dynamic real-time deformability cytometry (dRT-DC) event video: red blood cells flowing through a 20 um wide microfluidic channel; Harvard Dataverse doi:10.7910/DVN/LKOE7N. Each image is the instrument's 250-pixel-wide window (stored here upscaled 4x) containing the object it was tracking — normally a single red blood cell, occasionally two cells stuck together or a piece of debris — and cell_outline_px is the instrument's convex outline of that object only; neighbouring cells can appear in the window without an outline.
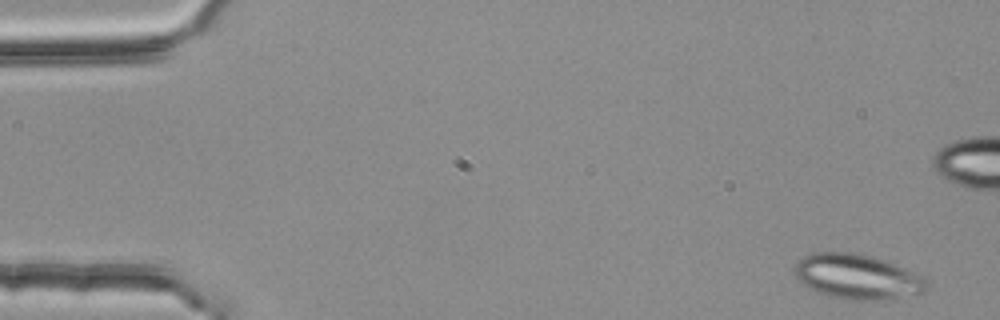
{"species": "common noctule bat (a hibernating species)", "species_latin": "Nyctalus noctula", "temperature_condition": "room temperature", "stored_images_in_passage": 5, "camera_frame_rate_fps": 3000, "um_per_image_px": 0.085, "animal": {"sex": "female", "body_mass_g": 25.1}, "frame": {"image": 1, "passage_image": 1, "time_ms": 0.0, "image_size_px": [1000, 320], "cell_outline_px": [[928, 288], [924, 292], [884, 300], [848, 300], [828, 296], [808, 288], [800, 284], [792, 268], [804, 256], [812, 252], [852, 252], [872, 256], [884, 260], [924, 276], [928, 280]], "centroid_in_image_um": [72.85, 23.52], "position_along_channel_um": 12.2, "area_um2": 34.91}}